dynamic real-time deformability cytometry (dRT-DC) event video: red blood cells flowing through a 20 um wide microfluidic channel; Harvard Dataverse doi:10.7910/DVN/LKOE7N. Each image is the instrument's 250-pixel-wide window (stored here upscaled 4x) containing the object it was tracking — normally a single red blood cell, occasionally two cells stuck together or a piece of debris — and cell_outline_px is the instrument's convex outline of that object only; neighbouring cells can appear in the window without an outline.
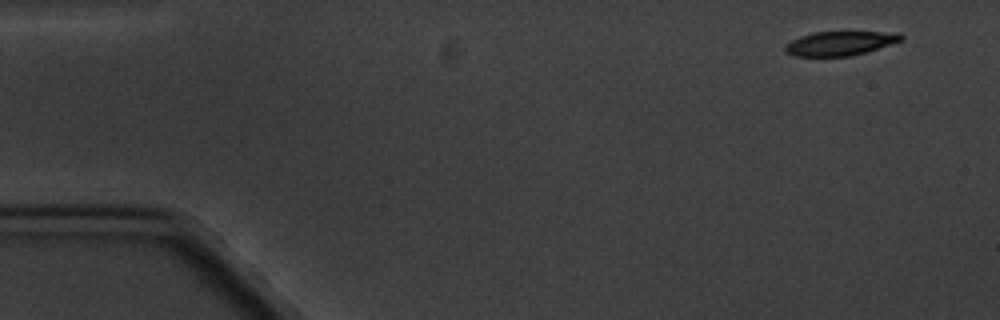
{"species": "common noctule bat (a hibernating species)", "species_latin": "Nyctalus noctula", "temperature_condition": "cold", "stored_images_in_passage": 5, "segment_of_instrument_passage": [1, 2], "camera_frame_rate_fps": 3000, "um_per_image_px": 0.085, "animal": {"sex": "male", "body_mass_g": 20.1, "forearm_length_mm": 53.5}, "frame": {"image": 1, "passage_image": 1, "time_ms": 0.0, "image_size_px": [1000, 320], "cell_outline_px": [[904, 40], [852, 56], [792, 56], [784, 48], [784, 44], [800, 36], [816, 32], [900, 32], [904, 36]], "centroid_in_image_um": [71.43, 3.68], "position_along_channel_um": 13.6, "area_um2": 16.36}}